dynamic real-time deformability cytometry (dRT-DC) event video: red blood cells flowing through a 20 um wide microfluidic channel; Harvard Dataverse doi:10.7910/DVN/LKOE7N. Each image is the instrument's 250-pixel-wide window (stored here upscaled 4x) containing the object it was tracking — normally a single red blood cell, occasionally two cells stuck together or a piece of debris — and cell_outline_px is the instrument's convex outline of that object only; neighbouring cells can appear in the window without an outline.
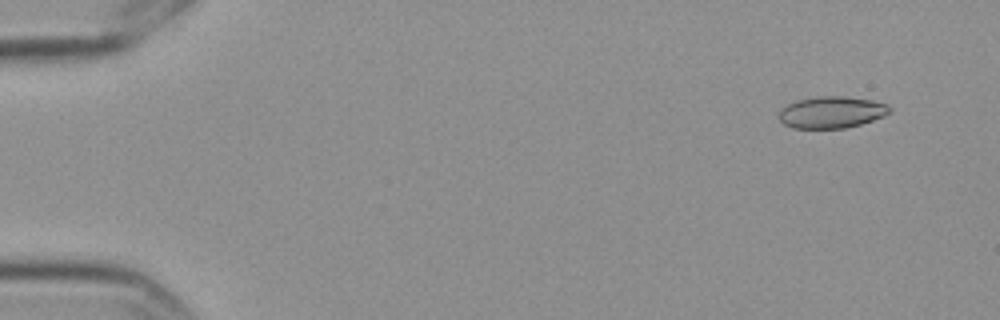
{"species": "Egyptian fruit bat (a non-hibernating species)", "species_latin": "Rousettus aegyptiacus", "temperature_condition": "cold", "stored_images_in_passage": 8, "camera_frame_rate_fps": 3000, "um_per_image_px": 0.085, "frame": {"image": 1, "passage_image": 2, "time_ms": 0.333, "image_size_px": [1000, 320], "cell_outline_px": [[892, 112], [884, 116], [860, 124], [844, 128], [792, 128], [784, 124], [780, 120], [780, 108], [788, 104], [800, 100], [816, 96], [844, 96], [872, 100], [888, 104], [892, 108]], "centroid_in_image_um": [70.72, 9.54], "position_along_channel_um": 14.3, "area_um2": 20.46}}
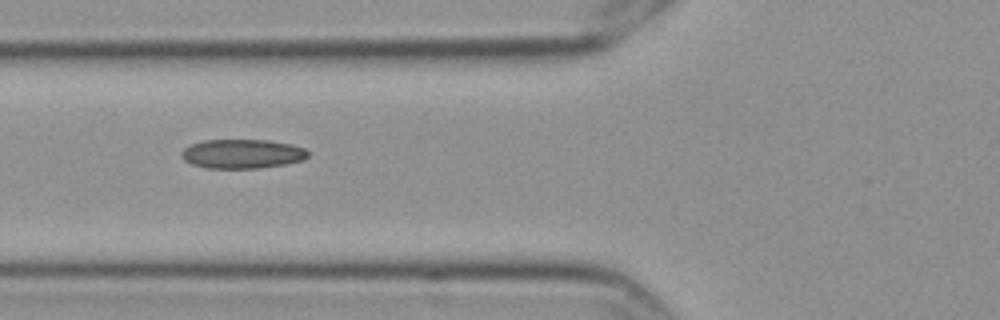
{"frame": {"image": 2, "passage_image": 7, "time_ms": 2.0, "image_size_px": [1000, 320], "cell_outline_px": [[308, 156], [304, 160], [284, 164], [260, 168], [208, 168], [192, 164], [184, 160], [180, 156], [180, 152], [184, 148], [192, 144], [204, 140], [268, 140], [292, 144], [304, 148], [308, 152]], "centroid_in_image_um": [20.58, 13.07], "position_along_channel_um": 105.2, "area_um2": 21.56}}
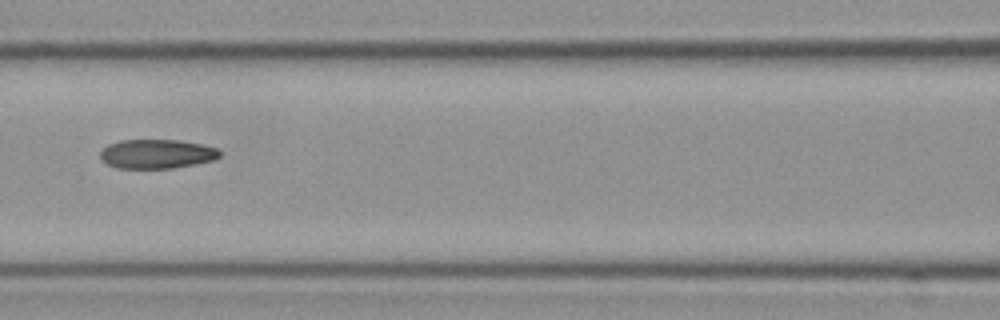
{"frame": {"image": 3, "passage_image": 8, "time_ms": 2.333, "image_size_px": [1000, 320], "cell_outline_px": [[220, 156], [216, 160], [172, 168], [116, 168], [100, 160], [100, 152], [108, 144], [120, 140], [176, 140], [204, 144], [216, 148], [220, 152]], "centroid_in_image_um": [13.32, 13.08], "position_along_channel_um": 153.3, "area_um2": 20.4}}